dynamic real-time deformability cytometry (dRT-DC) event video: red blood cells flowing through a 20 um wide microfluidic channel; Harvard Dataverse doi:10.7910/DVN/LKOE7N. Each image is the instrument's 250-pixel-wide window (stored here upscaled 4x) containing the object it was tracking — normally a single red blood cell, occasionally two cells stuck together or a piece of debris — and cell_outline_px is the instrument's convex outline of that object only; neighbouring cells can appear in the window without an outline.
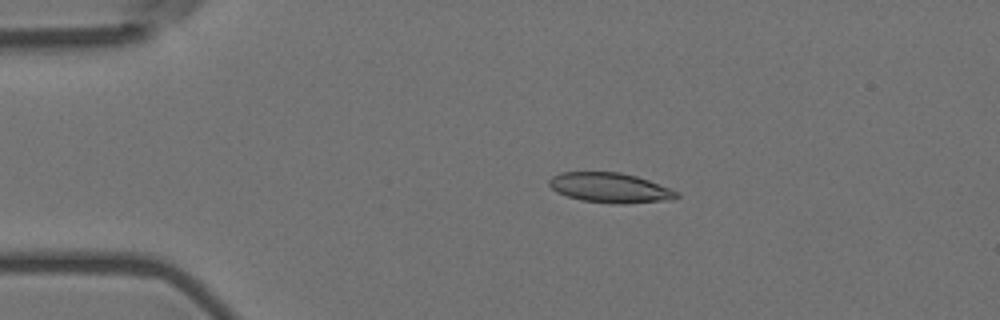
{"species": "Egyptian fruit bat (a non-hibernating species)", "species_latin": "Rousettus aegyptiacus", "temperature_condition": "room temperature", "stored_images_in_passage": 47, "camera_frame_rate_fps": 3000, "um_per_image_px": 0.085, "animal": {"sex": "female"}, "frame": {"image": 1, "passage_image": 2, "time_ms": 0.333, "image_size_px": [1000, 320], "cell_outline_px": [[680, 196], [672, 200], [624, 204], [612, 204], [580, 200], [556, 192], [548, 184], [548, 180], [552, 176], [560, 172], [620, 172], [636, 176], [648, 180], [680, 192]], "centroid_in_image_um": [51.86, 15.97], "position_along_channel_um": 33.1, "area_um2": 22.43}}
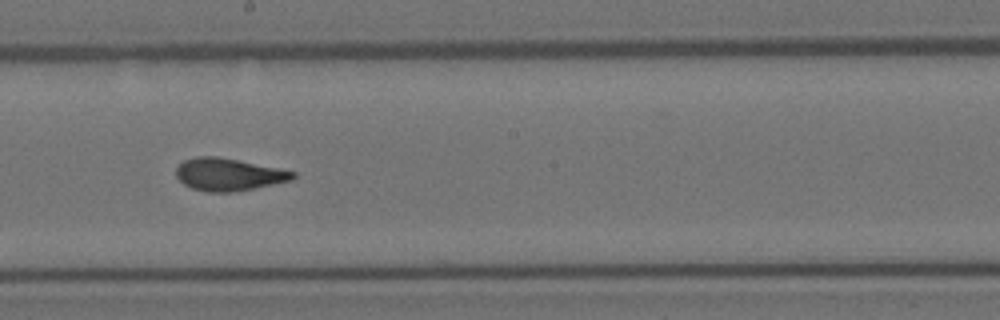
{"frame": {"image": 2, "passage_image": 22, "time_ms": 7.0, "image_size_px": [1000, 320], "cell_outline_px": [[296, 176], [292, 180], [232, 192], [208, 192], [192, 188], [184, 184], [176, 176], [176, 168], [184, 160], [196, 156], [216, 156], [280, 168], [296, 172]], "centroid_in_image_um": [19.42, 14.82], "position_along_channel_um": 228.8, "area_um2": 21.91}}
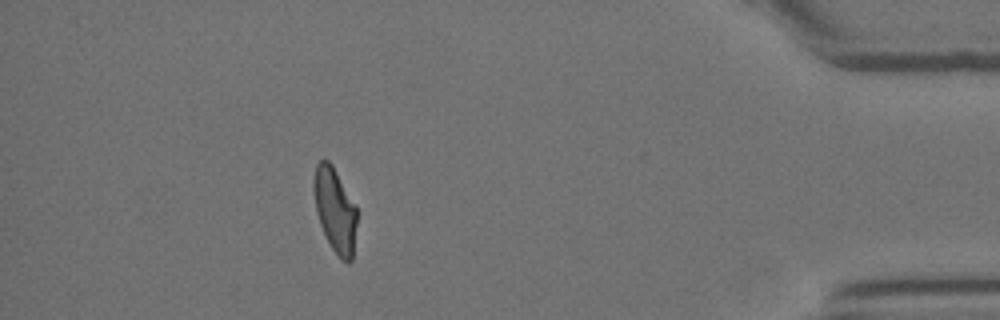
{"frame": {"image": 3, "passage_image": 41, "time_ms": 13.333, "image_size_px": [1000, 320], "cell_outline_px": [[356, 224], [352, 260], [348, 264], [340, 260], [332, 248], [320, 224], [316, 212], [312, 188], [312, 180], [316, 164], [320, 160], [328, 160], [332, 164], [356, 204]], "centroid_in_image_um": [28.46, 17.83], "position_along_channel_um": 406.7, "area_um2": 21.44}, "authors_computed_cell_mechanics": {"area_um2": 21.964, "velocity_mm_per_s": 3.6058, "shape_relaxation_time_tau1_ms": 8.3642, "shape_relaxation_time_tau2_ms": 1.5356, "deformation_change_tau1": 0.2206, "deformation_change_tau2": 0.0777}}